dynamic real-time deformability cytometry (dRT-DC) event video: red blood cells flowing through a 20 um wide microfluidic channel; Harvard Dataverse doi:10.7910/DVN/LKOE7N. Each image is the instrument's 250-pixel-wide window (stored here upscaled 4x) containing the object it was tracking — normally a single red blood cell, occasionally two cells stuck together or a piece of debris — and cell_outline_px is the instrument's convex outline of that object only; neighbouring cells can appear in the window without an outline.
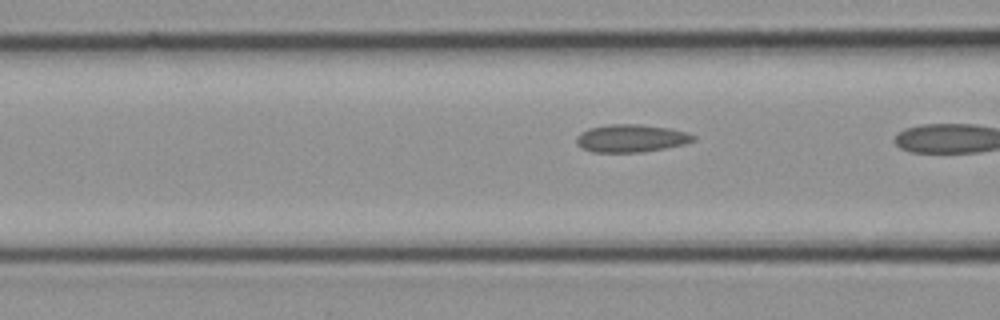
{"species": "common noctule bat (a hibernating species)", "species_latin": "Nyctalus noctula", "temperature_condition": "cold", "stored_images_in_passage": 4, "camera_frame_rate_fps": 3000, "um_per_image_px": 0.085, "animal": {"sex": "female", "body_mass_g": 21.9}, "frame": {"image": 1, "passage_image": 4, "time_ms": 1.0, "image_size_px": [1000, 320], "cell_outline_px": [[696, 140], [684, 144], [644, 152], [592, 152], [576, 144], [576, 136], [580, 132], [588, 128], [608, 124], [640, 124], [672, 128], [688, 132], [696, 136]], "centroid_in_image_um": [53.66, 11.74], "position_along_channel_um": 112.9, "area_um2": 19.13}}